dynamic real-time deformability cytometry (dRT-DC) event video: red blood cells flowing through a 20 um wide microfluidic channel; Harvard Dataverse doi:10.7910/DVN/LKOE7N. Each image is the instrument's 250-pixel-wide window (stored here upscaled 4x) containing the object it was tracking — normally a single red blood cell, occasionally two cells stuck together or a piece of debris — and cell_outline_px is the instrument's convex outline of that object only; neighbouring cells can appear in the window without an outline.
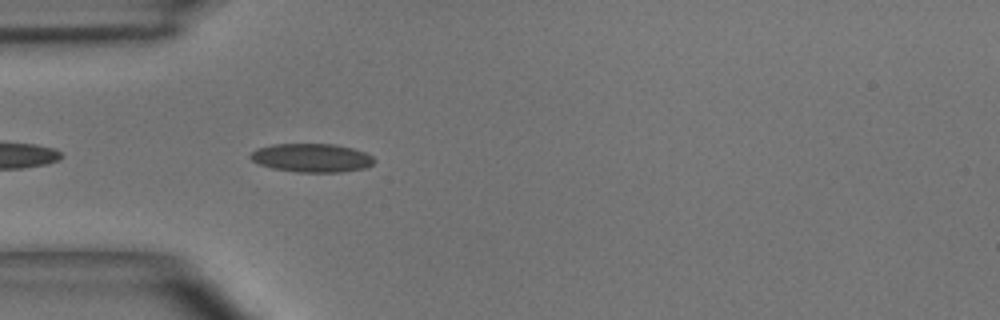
{"species": "common noctule bat (a hibernating species)", "species_latin": "Nyctalus noctula", "temperature_condition": "room temperature", "stored_images_in_passage": 6, "camera_frame_rate_fps": 3000, "um_per_image_px": 0.085, "animal": {"sex": "male", "body_mass_g": 15.6}, "frame": {"image": 1, "passage_image": 3, "time_ms": 0.667, "image_size_px": [1000, 320], "cell_outline_px": [[376, 160], [372, 164], [364, 168], [340, 172], [296, 172], [272, 168], [260, 164], [252, 160], [248, 156], [256, 148], [272, 144], [332, 144], [352, 148], [364, 152], [372, 156]], "centroid_in_image_um": [26.47, 13.41], "position_along_channel_um": 58.5, "area_um2": 20.58}}